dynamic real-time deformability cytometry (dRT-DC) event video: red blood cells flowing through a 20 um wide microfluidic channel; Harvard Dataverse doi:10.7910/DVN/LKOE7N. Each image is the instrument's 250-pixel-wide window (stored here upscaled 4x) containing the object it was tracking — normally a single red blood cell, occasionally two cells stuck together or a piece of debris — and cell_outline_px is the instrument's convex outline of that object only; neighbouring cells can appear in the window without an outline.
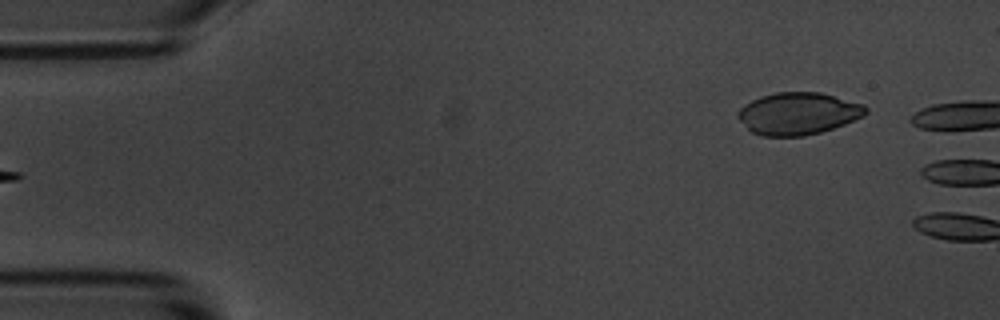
{"species": "common noctule bat (a hibernating species)", "species_latin": "Nyctalus noctula", "temperature_condition": "room temperature", "stored_images_in_passage": 6, "segment_of_instrument_passage": [2, 2], "camera_frame_rate_fps": 3000, "um_per_image_px": 0.085, "animal": {"sex": "male", "body_mass_g": 20.1, "forearm_length_mm": 53.5}, "frame": {"image": 1, "passage_image": 6, "time_ms": 6.0, "image_size_px": [1000, 320], "cell_outline_px": [[868, 112], [864, 116], [844, 124], [820, 132], [804, 136], [764, 136], [752, 132], [736, 116], [736, 112], [744, 104], [760, 96], [776, 92], [820, 92], [864, 104], [868, 108]], "centroid_in_image_um": [67.84, 9.64], "position_along_channel_um": 17.2, "area_um2": 31.44}}